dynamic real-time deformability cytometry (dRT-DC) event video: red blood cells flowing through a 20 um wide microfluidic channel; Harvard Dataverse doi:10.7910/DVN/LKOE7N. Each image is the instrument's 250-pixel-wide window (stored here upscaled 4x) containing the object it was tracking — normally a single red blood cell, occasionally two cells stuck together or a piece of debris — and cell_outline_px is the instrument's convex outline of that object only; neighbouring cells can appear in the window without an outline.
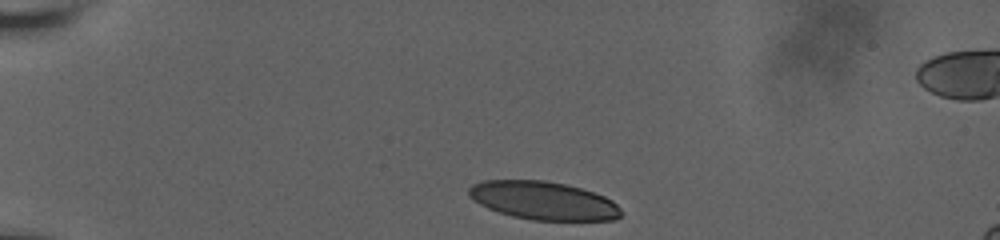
{"species": "human", "species_latin": "Homo sapiens", "temperature_condition": "room temperature", "stored_images_in_passage": 38, "camera_frame_rate_fps": 3000, "um_per_image_px": 0.085, "donor": {"sex": "male"}, "frame": {"image": 1, "passage_image": 1, "time_ms": 0.0, "image_size_px": [1000, 240], "cell_outline_px": [[624, 212], [616, 220], [532, 220], [512, 216], [488, 208], [480, 204], [468, 196], [468, 188], [472, 184], [484, 180], [544, 180], [564, 184], [580, 188], [604, 196], [612, 200]], "centroid_in_image_um": [46.18, 17.05], "position_along_channel_um": 38.8, "area_um2": 33.93}}
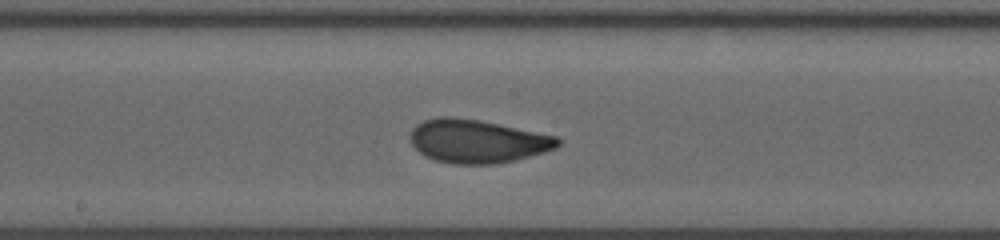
{"frame": {"image": 2, "passage_image": 20, "time_ms": 6.333, "image_size_px": [1000, 240], "cell_outline_px": [[560, 144], [556, 148], [516, 160], [496, 164], [452, 164], [436, 160], [424, 156], [412, 144], [412, 128], [416, 124], [424, 120], [440, 116], [448, 116], [480, 120], [556, 136], [560, 140]], "centroid_in_image_um": [40.57, 12.0], "position_along_channel_um": 207.6, "area_um2": 37.11}}
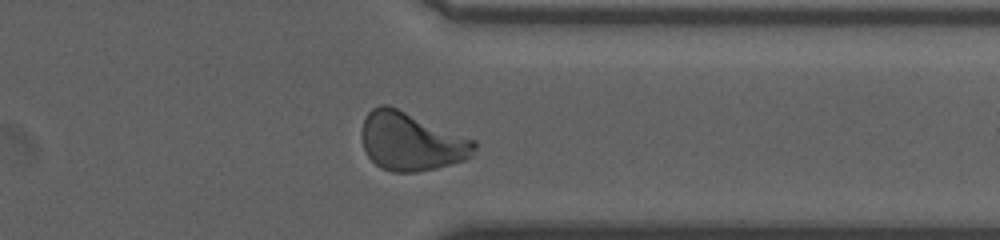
{"frame": {"image": 3, "passage_image": 34, "time_ms": 11.0, "image_size_px": [1000, 240], "cell_outline_px": [[476, 148], [472, 156], [464, 160], [436, 168], [416, 172], [392, 172], [380, 168], [368, 156], [364, 148], [360, 132], [364, 120], [368, 112], [372, 108], [380, 104], [388, 104], [476, 140]], "centroid_in_image_um": [34.94, 12.02], "position_along_channel_um": 376.5, "area_um2": 38.44}, "authors_computed_cell_mechanics": {"area_um2": 36.6452, "velocity_mm_per_s": 3.637, "shape_relaxation_time_tau1_ms": 5.1138, "shape_relaxation_time_tau2_ms": 0.8014, "deformation_change_tau1": 0.1729, "deformation_change_tau2": 0.0693}}